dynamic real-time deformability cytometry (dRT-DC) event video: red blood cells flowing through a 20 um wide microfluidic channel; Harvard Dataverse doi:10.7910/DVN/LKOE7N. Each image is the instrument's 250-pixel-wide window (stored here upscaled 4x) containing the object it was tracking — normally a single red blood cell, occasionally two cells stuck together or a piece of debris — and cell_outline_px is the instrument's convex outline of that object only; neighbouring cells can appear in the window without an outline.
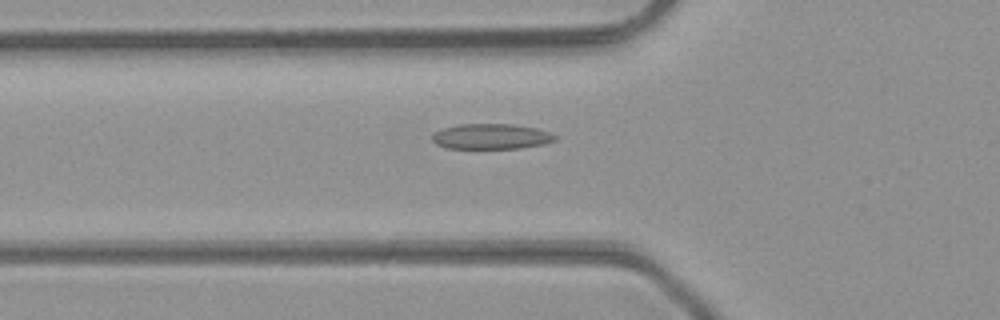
{"species": "common noctule bat (a hibernating species)", "species_latin": "Nyctalus noctula", "temperature_condition": "room temperature", "stored_images_in_passage": 34, "camera_frame_rate_fps": 3000, "um_per_image_px": 0.085, "animal": {"sex": "male", "body_mass_g": 23.1, "forearm_length_mm": 52.7}, "frame": {"image": 1, "passage_image": 6, "time_ms": 1.667, "image_size_px": [1000, 320], "cell_outline_px": [[556, 140], [544, 144], [520, 148], [448, 148], [436, 144], [432, 140], [432, 136], [436, 132], [444, 128], [460, 124], [512, 124], [536, 128], [548, 132], [556, 136]], "centroid_in_image_um": [41.76, 11.6], "position_along_channel_um": 84.0, "area_um2": 17.98}}
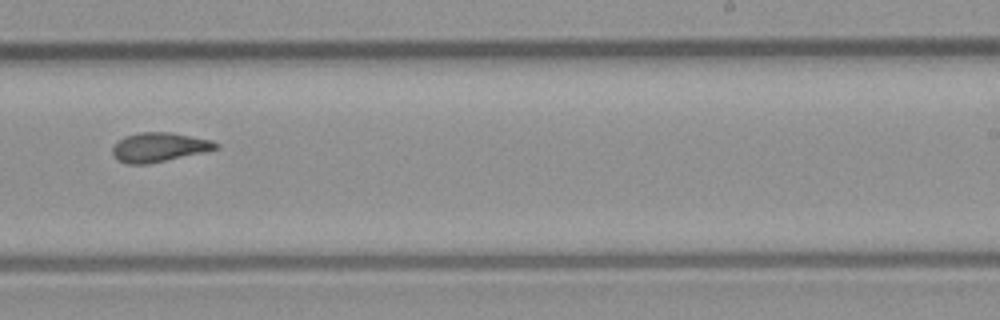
{"frame": {"image": 2, "passage_image": 19, "time_ms": 6.0, "image_size_px": [1000, 320], "cell_outline_px": [[220, 148], [204, 152], [148, 164], [128, 164], [120, 160], [112, 152], [112, 148], [124, 136], [140, 132], [172, 132], [212, 140], [220, 144]], "centroid_in_image_um": [13.58, 12.5], "position_along_channel_um": 275.4, "area_um2": 17.51}}
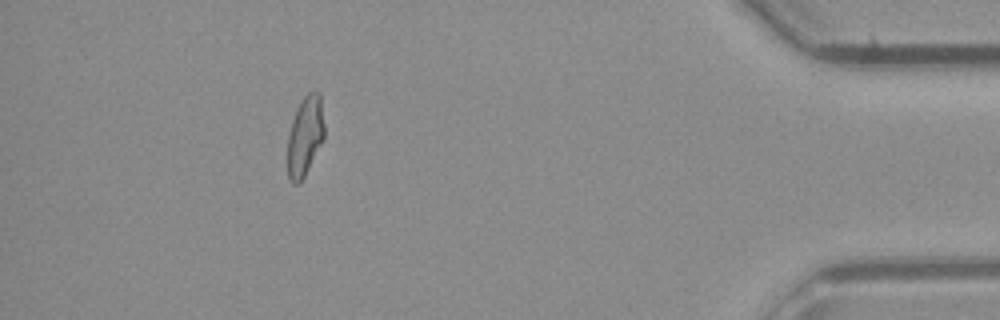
{"frame": {"image": 3, "passage_image": 32, "time_ms": 10.333, "image_size_px": [1000, 320], "cell_outline_px": [[324, 140], [300, 184], [292, 184], [288, 176], [288, 132], [292, 120], [300, 100], [312, 88], [316, 88], [320, 92], [324, 124]], "centroid_in_image_um": [25.94, 11.52], "position_along_channel_um": 409.3, "area_um2": 17.51}}